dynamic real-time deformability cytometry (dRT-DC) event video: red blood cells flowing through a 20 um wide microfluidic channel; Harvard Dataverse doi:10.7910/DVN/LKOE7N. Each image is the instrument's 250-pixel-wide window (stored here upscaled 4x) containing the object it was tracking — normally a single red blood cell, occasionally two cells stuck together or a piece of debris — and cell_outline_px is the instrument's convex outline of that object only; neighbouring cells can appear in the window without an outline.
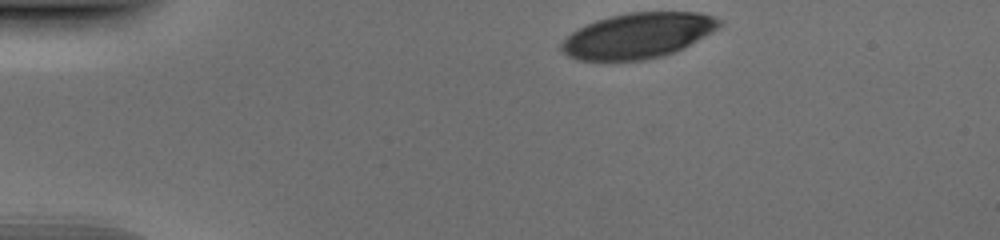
{"species": "human", "species_latin": "Homo sapiens", "temperature_condition": "cold", "stored_images_in_passage": 35, "camera_frame_rate_fps": 3000, "um_per_image_px": 0.085, "donor": {"sex": "male"}, "frame": {"image": 1, "passage_image": 1, "time_ms": 0.0, "image_size_px": [1000, 240], "cell_outline_px": [[720, 24], [716, 28], [704, 36], [684, 48], [664, 56], [644, 60], [580, 60], [568, 56], [560, 48], [560, 44], [576, 28], [596, 20], [628, 12], [700, 12], [712, 16], [720, 20]], "centroid_in_image_um": [54.2, 3.02], "position_along_channel_um": 30.8, "area_um2": 41.44}}
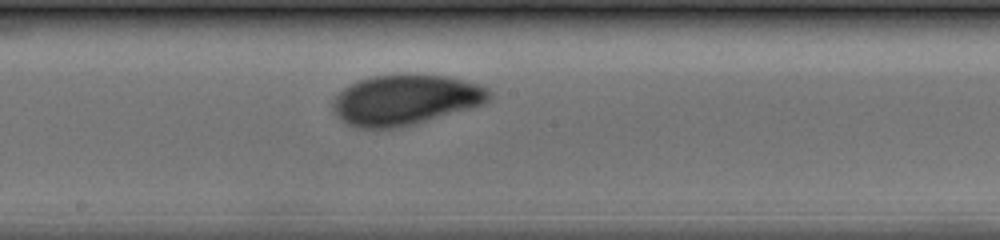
{"frame": {"image": 2, "passage_image": 20, "time_ms": 6.333, "image_size_px": [1000, 240], "cell_outline_px": [[492, 100], [484, 104], [472, 108], [416, 124], [400, 128], [376, 132], [352, 128], [340, 120], [336, 116], [332, 108], [332, 100], [344, 88], [356, 80], [372, 76], [448, 76], [480, 84], [488, 88], [492, 92]], "centroid_in_image_um": [34.43, 8.56], "position_along_channel_um": 213.8, "area_um2": 46.82}}
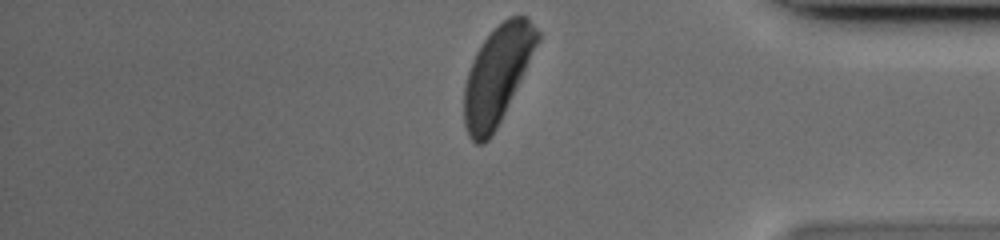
{"frame": {"image": 3, "passage_image": 35, "time_ms": 11.333, "image_size_px": [1000, 240], "cell_outline_px": [[540, 40], [492, 136], [484, 144], [476, 144], [468, 136], [464, 124], [464, 88], [468, 72], [472, 60], [476, 52], [484, 40], [508, 16], [524, 16], [540, 32]], "centroid_in_image_um": [42.24, 6.39], "position_along_channel_um": 393.0, "area_um2": 40.81}}